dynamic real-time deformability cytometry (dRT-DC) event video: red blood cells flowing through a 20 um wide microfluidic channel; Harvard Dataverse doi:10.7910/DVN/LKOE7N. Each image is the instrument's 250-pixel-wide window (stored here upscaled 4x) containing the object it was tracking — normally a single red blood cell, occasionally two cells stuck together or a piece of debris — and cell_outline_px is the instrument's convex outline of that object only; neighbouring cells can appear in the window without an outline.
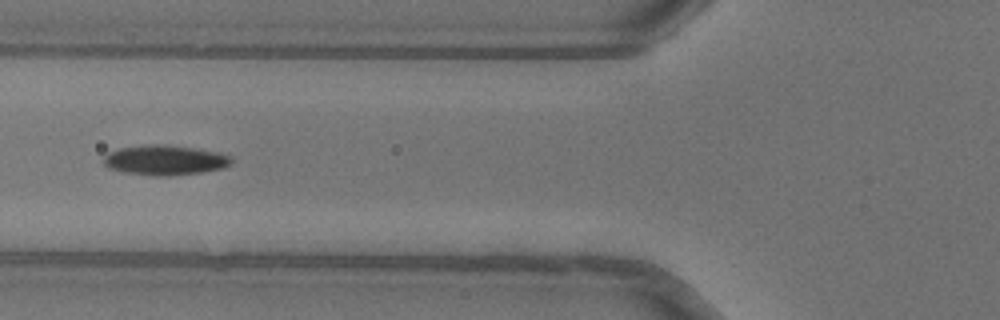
{"species": "common noctule bat (a hibernating species)", "species_latin": "Nyctalus noctula", "temperature_condition": "warm", "stored_images_in_passage": 37, "camera_frame_rate_fps": 3000, "um_per_image_px": 0.085, "animal": {"sex": "female"}, "frame": {"image": 1, "passage_image": 6, "time_ms": 1.667, "image_size_px": [1000, 320], "cell_outline_px": [[232, 160], [228, 164], [220, 168], [200, 172], [168, 176], [156, 176], [124, 172], [108, 168], [104, 164], [104, 156], [108, 152], [120, 148], [152, 144], [164, 144], [220, 152], [232, 156]], "centroid_in_image_um": [13.99, 13.6], "position_along_channel_um": 111.8, "area_um2": 22.08}, "authors_computed_cell_mechanics": {"area_um2": 21.675, "velocity_mm_per_s": 4.0407, "shape_relaxation_time_tau1_ms": 6.1392, "shape_relaxation_time_tau2_ms": 2.9096, "deformation_change_tau1": 0.1875, "deformation_change_tau2": 0.0682}}